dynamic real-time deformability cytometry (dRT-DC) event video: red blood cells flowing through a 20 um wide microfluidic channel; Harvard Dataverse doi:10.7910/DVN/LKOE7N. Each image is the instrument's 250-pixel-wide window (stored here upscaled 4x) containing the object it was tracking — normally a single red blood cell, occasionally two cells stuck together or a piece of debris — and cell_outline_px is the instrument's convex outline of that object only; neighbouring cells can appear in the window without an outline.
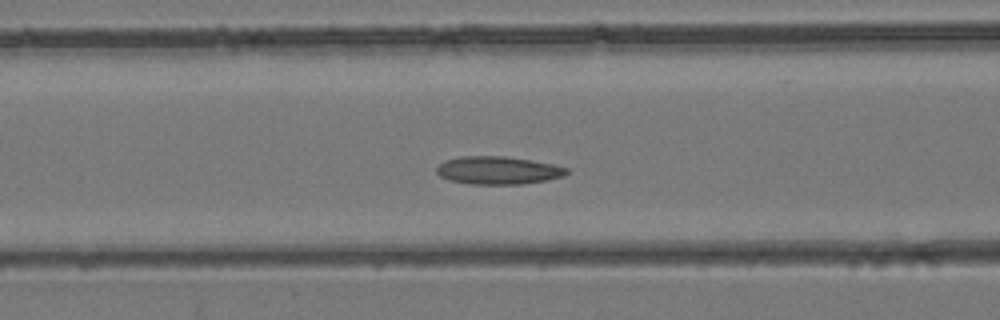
{"species": "common noctule bat (a hibernating species)", "species_latin": "Nyctalus noctula", "temperature_condition": "room temperature", "stored_images_in_passage": 23, "camera_frame_rate_fps": 3000, "um_per_image_px": 0.085, "animal": {"sex": "female", "body_mass_g": 24.6, "forearm_length_mm": 56.2}, "frame": {"image": 1, "passage_image": 15, "time_ms": 4.667, "image_size_px": [1000, 320], "cell_outline_px": [[568, 172], [564, 176], [548, 180], [520, 184], [472, 184], [448, 180], [440, 176], [436, 172], [436, 168], [444, 160], [460, 156], [504, 156], [552, 164], [568, 168]], "centroid_in_image_um": [42.31, 14.48], "position_along_channel_um": 124.3, "area_um2": 21.1}}
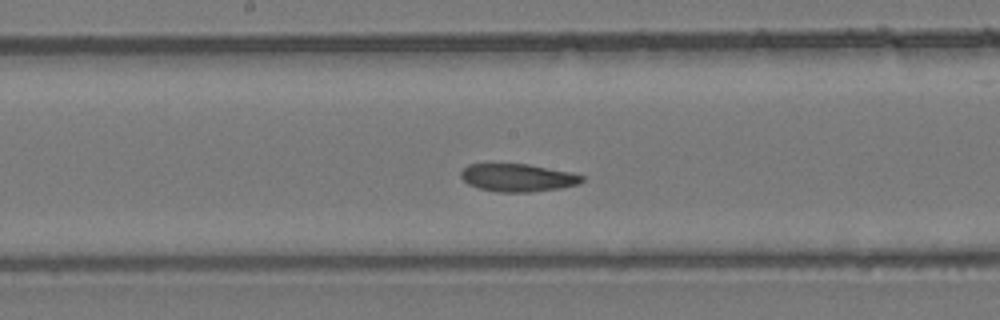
{"frame": {"image": 2, "passage_image": 20, "time_ms": 6.333, "image_size_px": [1000, 320], "cell_outline_px": [[584, 180], [580, 184], [560, 188], [528, 192], [500, 192], [480, 188], [468, 184], [460, 176], [460, 172], [468, 164], [528, 164], [572, 172], [584, 176]], "centroid_in_image_um": [44.04, 15.1], "position_along_channel_um": 204.2, "area_um2": 19.59}}
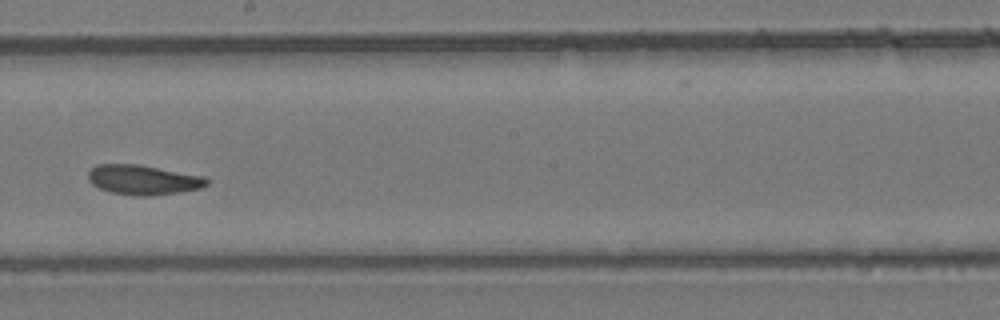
{"frame": {"image": 3, "passage_image": 22, "time_ms": 7.0, "image_size_px": [1000, 320], "cell_outline_px": [[212, 180], [208, 184], [200, 188], [180, 192], [148, 196], [136, 196], [112, 192], [100, 188], [92, 184], [88, 180], [88, 172], [96, 164], [140, 164], [204, 176]], "centroid_in_image_um": [12.2, 15.28], "position_along_channel_um": 236.0, "area_um2": 20.69}}